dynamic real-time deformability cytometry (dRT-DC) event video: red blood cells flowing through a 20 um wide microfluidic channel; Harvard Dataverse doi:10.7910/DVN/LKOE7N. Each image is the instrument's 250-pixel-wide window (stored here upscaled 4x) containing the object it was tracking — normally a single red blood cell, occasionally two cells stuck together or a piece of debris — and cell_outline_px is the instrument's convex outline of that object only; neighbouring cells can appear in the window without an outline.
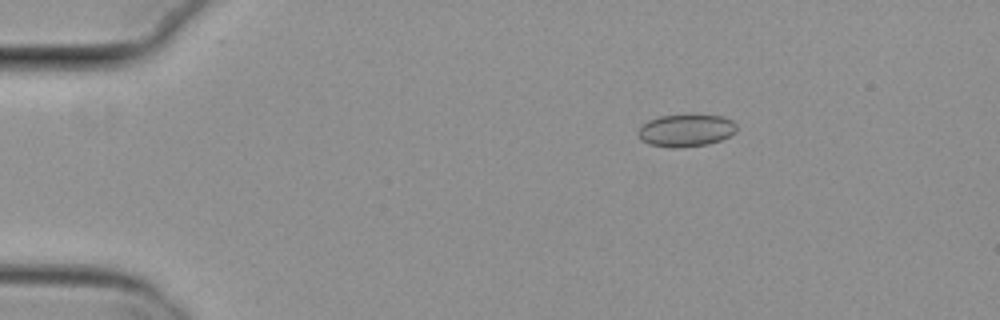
{"species": "common noctule bat (a hibernating species)", "species_latin": "Nyctalus noctula", "temperature_condition": "cold", "stored_images_in_passage": 5, "camera_frame_rate_fps": 3000, "um_per_image_px": 0.085, "animal": {"sex": "female", "body_mass_g": 29.2, "forearm_length_mm": 56.3}, "frame": {"image": 1, "passage_image": 3, "time_ms": 0.667, "image_size_px": [1000, 320], "cell_outline_px": [[736, 132], [720, 140], [708, 144], [680, 148], [672, 148], [648, 144], [640, 140], [636, 132], [648, 120], [660, 116], [724, 116], [732, 120], [736, 124]], "centroid_in_image_um": [58.28, 11.11], "position_along_channel_um": 26.7, "area_um2": 18.44}}
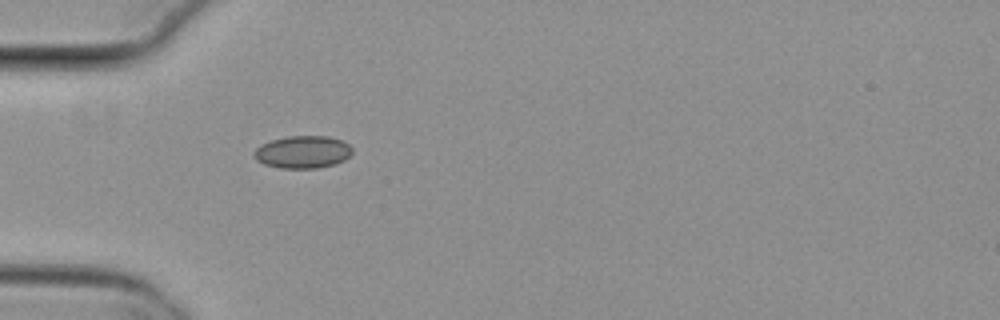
{"frame": {"image": 2, "passage_image": 5, "time_ms": 1.333, "image_size_px": [1000, 320], "cell_outline_px": [[352, 152], [344, 160], [336, 164], [316, 168], [280, 168], [264, 164], [256, 160], [252, 156], [252, 152], [260, 144], [272, 140], [288, 136], [328, 136], [340, 140], [348, 144], [352, 148]], "centroid_in_image_um": [25.69, 12.92], "position_along_channel_um": 59.3, "area_um2": 18.67}}